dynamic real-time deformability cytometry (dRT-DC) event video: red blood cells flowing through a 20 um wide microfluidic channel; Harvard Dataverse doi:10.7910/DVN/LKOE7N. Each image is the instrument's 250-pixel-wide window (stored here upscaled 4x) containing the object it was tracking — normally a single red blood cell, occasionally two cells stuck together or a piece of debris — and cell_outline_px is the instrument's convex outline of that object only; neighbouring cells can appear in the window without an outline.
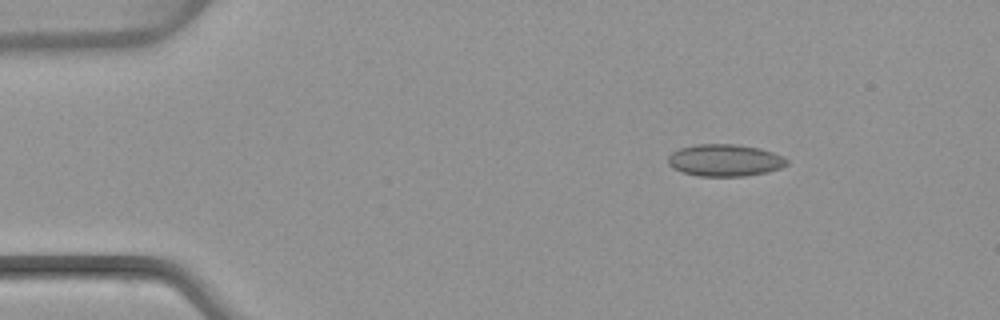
{"species": "common noctule bat (a hibernating species)", "species_latin": "Nyctalus noctula", "temperature_condition": "warm", "stored_images_in_passage": 4, "camera_frame_rate_fps": 3000, "um_per_image_px": 0.085, "animal": {"sex": "female", "body_mass_g": 22.7, "forearm_length_mm": 54.2}, "frame": {"image": 1, "passage_image": 2, "time_ms": 2.333, "image_size_px": [1000, 320], "cell_outline_px": [[788, 164], [780, 168], [768, 172], [744, 176], [696, 176], [680, 172], [672, 168], [668, 164], [668, 156], [672, 152], [680, 148], [696, 144], [736, 144], [760, 148], [784, 156], [788, 160]], "centroid_in_image_um": [61.6, 13.63], "position_along_channel_um": 23.4, "area_um2": 22.43}}